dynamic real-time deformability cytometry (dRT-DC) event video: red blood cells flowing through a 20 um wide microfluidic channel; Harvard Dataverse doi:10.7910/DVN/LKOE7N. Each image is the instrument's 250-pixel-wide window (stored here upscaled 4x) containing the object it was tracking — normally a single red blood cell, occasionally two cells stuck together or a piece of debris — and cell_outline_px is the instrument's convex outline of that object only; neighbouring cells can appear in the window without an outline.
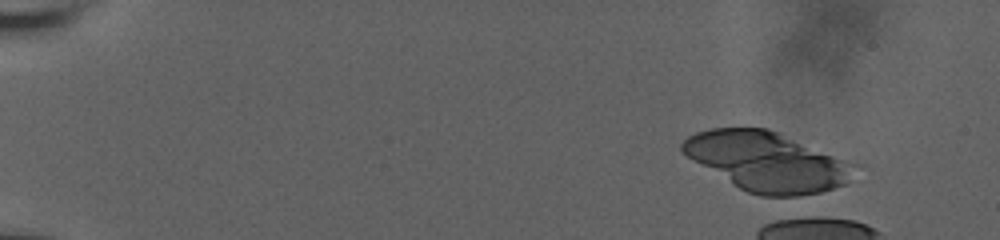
{"species": "human", "species_latin": "Homo sapiens", "temperature_condition": "room temperature", "stored_images_in_passage": 2, "camera_frame_rate_fps": 3000, "um_per_image_px": 0.085, "donor": {"sex": "male"}, "frame": {"image": 1, "passage_image": 1, "time_ms": 0.0, "image_size_px": [1000, 240], "cell_outline_px": [[860, 164], [844, 184], [820, 192], [796, 196], [760, 196], [748, 192], [740, 188], [688, 156], [680, 148], [680, 144], [688, 136], [696, 132], [712, 128], [768, 128], [780, 132]], "centroid_in_image_um": [65.27, 13.71], "position_along_channel_um": 19.7, "area_um2": 59.07}}